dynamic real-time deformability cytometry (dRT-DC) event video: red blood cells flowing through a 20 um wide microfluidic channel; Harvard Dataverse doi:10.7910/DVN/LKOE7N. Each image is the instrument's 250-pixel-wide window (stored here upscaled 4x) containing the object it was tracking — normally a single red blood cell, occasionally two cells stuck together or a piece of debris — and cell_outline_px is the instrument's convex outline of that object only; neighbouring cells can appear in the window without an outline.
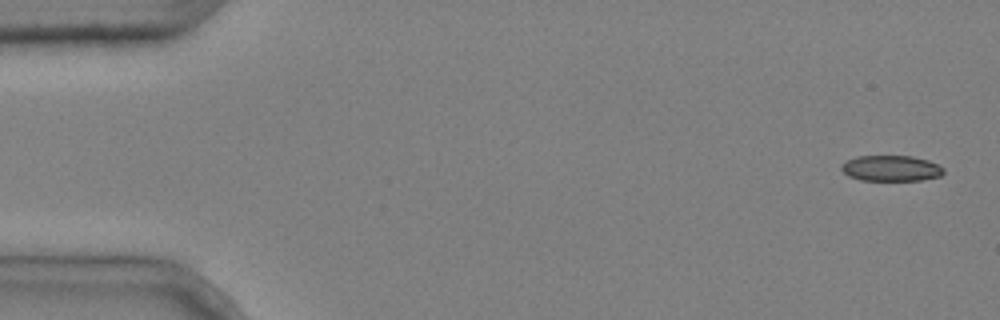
{"species": "common noctule bat (a hibernating species)", "species_latin": "Nyctalus noctula", "temperature_condition": "cold", "stored_images_in_passage": 4, "camera_frame_rate_fps": 3000, "um_per_image_px": 0.085, "animal": {"sex": "male", "body_mass_g": 20.4}, "frame": {"image": 1, "passage_image": 1, "time_ms": 0.0, "image_size_px": [1000, 320], "cell_outline_px": [[944, 172], [940, 176], [920, 180], [860, 180], [848, 176], [840, 168], [840, 164], [856, 156], [912, 156], [928, 160], [944, 168]], "centroid_in_image_um": [75.72, 14.3], "position_along_channel_um": 9.3, "area_um2": 15.32}}
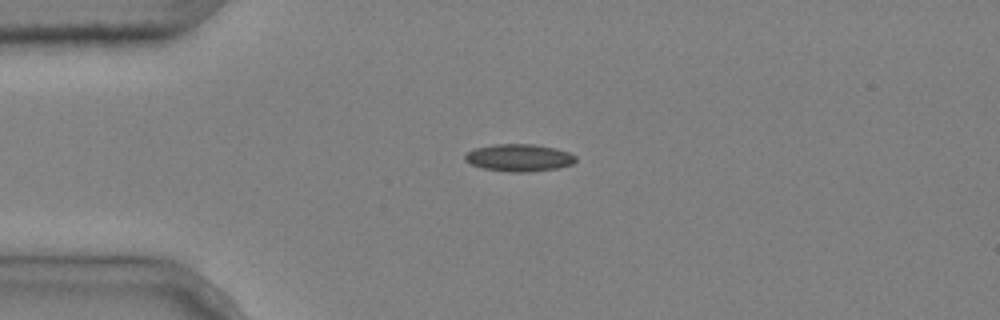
{"frame": {"image": 2, "passage_image": 4, "time_ms": 1.0, "image_size_px": [1000, 320], "cell_outline_px": [[576, 160], [572, 164], [560, 168], [528, 172], [512, 172], [484, 168], [472, 164], [464, 160], [464, 156], [472, 148], [496, 144], [532, 144], [556, 148], [568, 152], [576, 156]], "centroid_in_image_um": [44.13, 13.4], "position_along_channel_um": 40.9, "area_um2": 17.63}}